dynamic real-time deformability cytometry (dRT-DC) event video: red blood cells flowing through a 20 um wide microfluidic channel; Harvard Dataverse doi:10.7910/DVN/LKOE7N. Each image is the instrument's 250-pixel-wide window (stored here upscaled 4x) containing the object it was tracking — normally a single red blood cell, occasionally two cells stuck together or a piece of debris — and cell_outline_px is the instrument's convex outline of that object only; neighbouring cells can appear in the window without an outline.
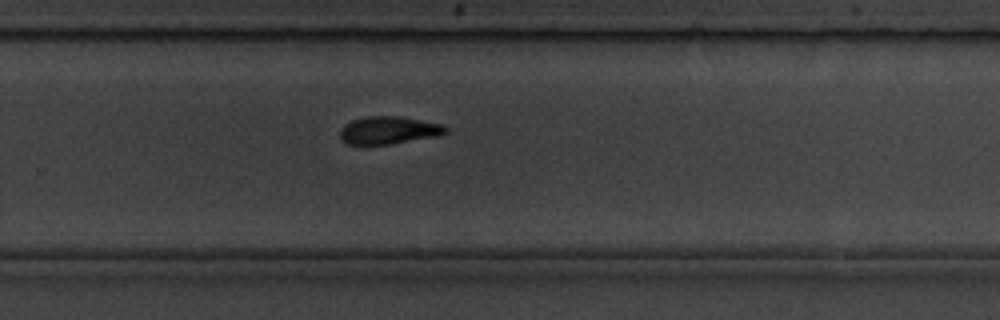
{"species": "common noctule bat (a hibernating species)", "species_latin": "Nyctalus noctula", "temperature_condition": "room temperature", "stored_images_in_passage": 10, "camera_frame_rate_fps": 3000, "um_per_image_px": 0.085, "animal": {"sex": "male", "body_mass_g": 19.5, "forearm_length_mm": 54.6}, "frame": {"image": 1, "passage_image": 10, "time_ms": 11.333, "image_size_px": [1000, 320], "cell_outline_px": [[448, 132], [440, 136], [388, 144], [344, 144], [340, 140], [340, 132], [344, 124], [352, 120], [368, 116], [396, 116], [444, 124], [448, 128]], "centroid_in_image_um": [33.05, 11.07], "position_along_channel_um": 296.8, "area_um2": 17.11}}